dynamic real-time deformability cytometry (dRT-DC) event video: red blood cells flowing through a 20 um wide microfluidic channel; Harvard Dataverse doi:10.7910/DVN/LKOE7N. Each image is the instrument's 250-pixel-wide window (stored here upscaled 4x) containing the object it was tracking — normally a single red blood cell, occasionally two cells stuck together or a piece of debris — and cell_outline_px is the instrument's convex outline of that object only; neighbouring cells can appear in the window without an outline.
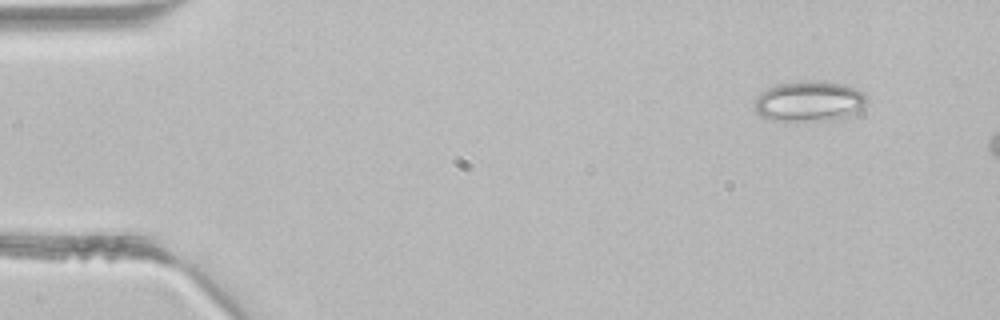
{"species": "common noctule bat (a hibernating species)", "species_latin": "Nyctalus noctula", "temperature_condition": "room temperature", "stored_images_in_passage": 3, "camera_frame_rate_fps": 3000, "um_per_image_px": 0.085, "animal": {"sex": "male", "body_mass_g": 21.5, "forearm_length_mm": 52.0}, "frame": {"image": 1, "passage_image": 1, "time_ms": 0.0, "image_size_px": [1000, 320], "cell_outline_px": [[868, 100], [860, 112], [856, 116], [840, 120], [768, 120], [760, 116], [752, 108], [752, 104], [756, 96], [760, 92], [776, 84], [812, 80], [844, 84], [856, 88], [864, 92], [868, 96]], "centroid_in_image_um": [68.82, 8.62], "position_along_channel_um": 16.2, "area_um2": 27.34}}